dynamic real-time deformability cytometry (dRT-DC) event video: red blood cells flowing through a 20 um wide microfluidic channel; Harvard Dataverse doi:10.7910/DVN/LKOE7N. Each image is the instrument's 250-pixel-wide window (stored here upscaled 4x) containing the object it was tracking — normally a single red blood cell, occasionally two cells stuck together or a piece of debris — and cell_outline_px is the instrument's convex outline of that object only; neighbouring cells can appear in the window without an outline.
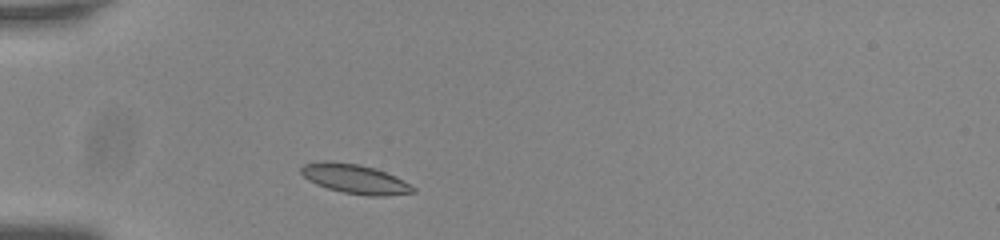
{"species": "common noctule bat (a hibernating species)", "species_latin": "Nyctalus noctula", "temperature_condition": "room temperature", "stored_images_in_passage": 32, "camera_frame_rate_fps": 3000, "um_per_image_px": 0.085, "animal": {"sex": "male", "body_mass_g": 20.0, "forearm_length_mm": 53.3}, "frame": {"image": 1, "passage_image": 1, "time_ms": 0.0, "image_size_px": [1000, 240], "cell_outline_px": [[416, 192], [384, 196], [368, 196], [344, 192], [328, 188], [316, 184], [308, 180], [300, 172], [300, 168], [304, 164], [324, 160], [328, 160], [356, 164], [372, 168], [384, 172], [416, 188]], "centroid_in_image_um": [30.11, 15.21], "position_along_channel_um": 54.9, "area_um2": 18.79}}
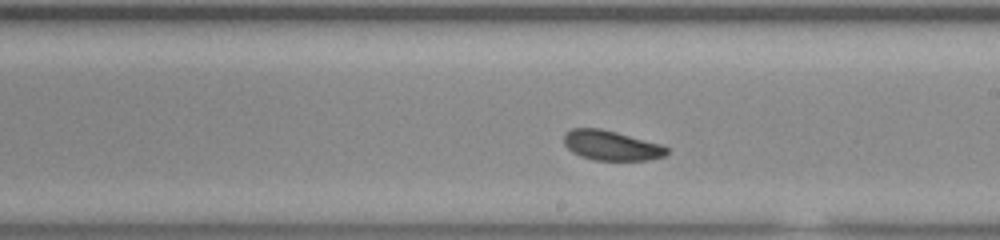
{"frame": {"image": 2, "passage_image": 17, "time_ms": 5.333, "image_size_px": [1000, 240], "cell_outline_px": [[668, 152], [664, 156], [648, 160], [596, 160], [580, 156], [572, 152], [564, 144], [564, 132], [572, 128], [600, 128], [616, 132], [660, 144], [668, 148]], "centroid_in_image_um": [51.93, 12.36], "position_along_channel_um": 237.1, "area_um2": 17.8}}
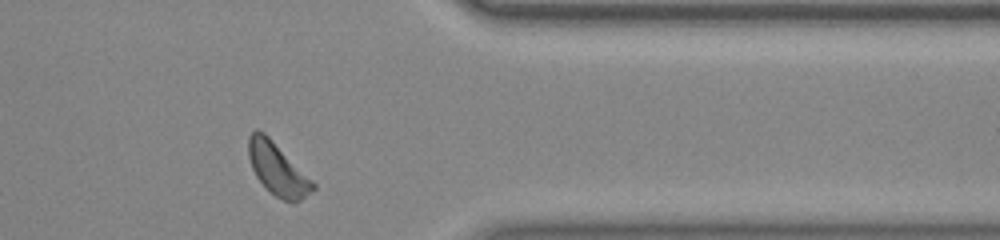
{"frame": {"image": 3, "passage_image": 30, "time_ms": 9.667, "image_size_px": [1000, 240], "cell_outline_px": [[316, 188], [300, 200], [292, 204], [276, 196], [256, 176], [252, 168], [248, 156], [248, 136], [256, 128], [264, 132], [316, 184]], "centroid_in_image_um": [23.58, 14.36], "position_along_channel_um": 387.8, "area_um2": 19.25}, "authors_computed_cell_mechanics": {"area_um2": 18.2937, "velocity_mm_per_s": 3.6998, "shape_relaxation_time_tau1_ms": 1.6312, "shape_relaxation_time_tau2_ms": null, "deformation_change_tau1": 0.0818, "deformation_change_tau2": null}}